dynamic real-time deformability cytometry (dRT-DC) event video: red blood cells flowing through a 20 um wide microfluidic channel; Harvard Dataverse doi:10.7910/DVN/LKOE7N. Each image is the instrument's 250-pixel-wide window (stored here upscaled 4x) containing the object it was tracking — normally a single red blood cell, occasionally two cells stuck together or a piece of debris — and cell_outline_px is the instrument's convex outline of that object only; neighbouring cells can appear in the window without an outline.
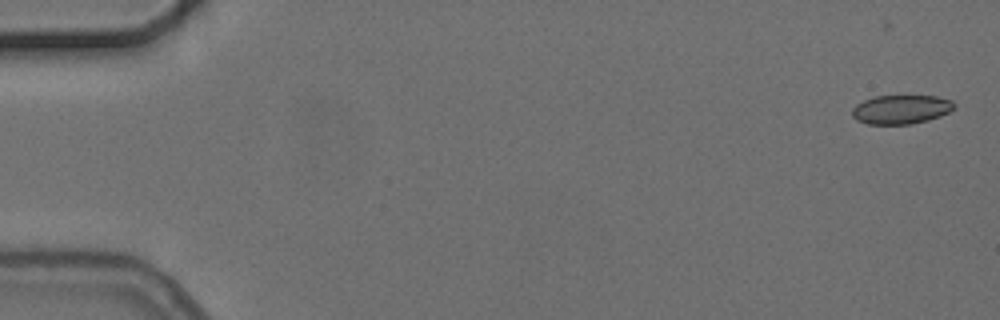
{"species": "common noctule bat (a hibernating species)", "species_latin": "Nyctalus noctula", "temperature_condition": "cold", "stored_images_in_passage": 5, "segment_of_instrument_passage": [1, 2], "camera_frame_rate_fps": 3000, "um_per_image_px": 0.085, "animal": {"sex": "female", "body_mass_g": 24.6, "forearm_length_mm": 56.2}, "frame": {"image": 1, "passage_image": 1, "time_ms": 0.0, "image_size_px": [1000, 320], "cell_outline_px": [[956, 108], [940, 116], [928, 120], [912, 124], [868, 124], [856, 120], [852, 116], [852, 108], [856, 104], [864, 100], [876, 96], [936, 96], [952, 100], [956, 104]], "centroid_in_image_um": [76.6, 9.3], "position_along_channel_um": 8.4, "area_um2": 17.34}}
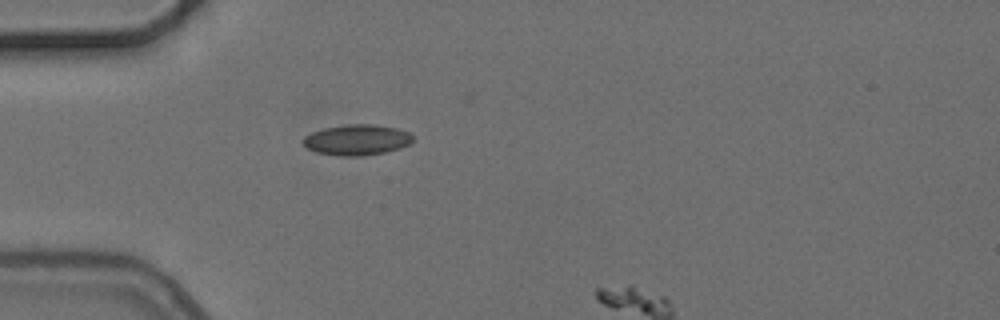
{"frame": {"image": 2, "passage_image": 4, "time_ms": 5.0, "image_size_px": [1000, 320], "cell_outline_px": [[416, 136], [408, 144], [400, 148], [384, 152], [360, 156], [340, 156], [316, 152], [308, 148], [300, 140], [304, 136], [312, 132], [324, 128], [348, 124], [372, 124], [396, 128], [408, 132]], "centroid_in_image_um": [30.32, 11.88], "position_along_channel_um": 54.7, "area_um2": 19.59}}